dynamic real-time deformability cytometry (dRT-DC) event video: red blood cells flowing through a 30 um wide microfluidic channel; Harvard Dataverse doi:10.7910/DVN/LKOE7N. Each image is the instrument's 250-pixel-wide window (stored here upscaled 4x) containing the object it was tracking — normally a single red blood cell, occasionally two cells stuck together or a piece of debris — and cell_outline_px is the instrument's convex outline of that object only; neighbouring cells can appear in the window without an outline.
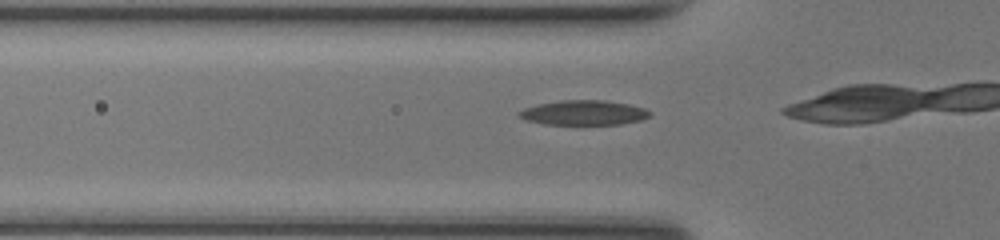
{"species": "common noctule bat (a hibernating species)", "species_latin": "Nyctalus noctula", "temperature_condition": "room temperature", "stored_images_in_passage": 10, "camera_frame_rate_fps": 3000, "um_per_image_px": 0.085, "animal": {"sex": "female", "body_mass_g": 17.0, "forearm_length_mm": 48.0}, "frame": {"image": 1, "passage_image": 5, "time_ms": 1.333, "image_size_px": [1000, 240], "cell_outline_px": [[652, 116], [640, 120], [620, 124], [544, 124], [528, 120], [516, 116], [516, 112], [524, 108], [540, 104], [560, 100], [604, 100], [628, 104], [644, 108], [652, 112]], "centroid_in_image_um": [49.62, 9.58], "position_along_channel_um": 76.2, "area_um2": 18.84}}